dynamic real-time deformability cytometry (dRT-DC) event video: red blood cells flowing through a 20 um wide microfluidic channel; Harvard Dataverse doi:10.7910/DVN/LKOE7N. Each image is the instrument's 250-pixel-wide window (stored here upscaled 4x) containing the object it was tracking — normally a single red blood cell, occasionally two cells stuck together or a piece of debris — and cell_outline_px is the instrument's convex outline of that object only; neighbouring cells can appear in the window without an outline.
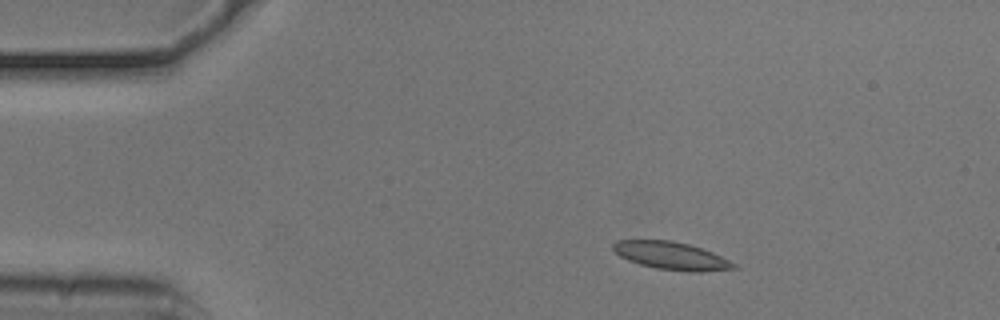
{"species": "common noctule bat (a hibernating species)", "species_latin": "Nyctalus noctula", "temperature_condition": "cold", "stored_images_in_passage": 46, "camera_frame_rate_fps": 3000, "um_per_image_px": 0.085, "animal": {"sex": "male", "body_mass_g": 20.5, "forearm_length_mm": 52.5}, "frame": {"image": 1, "passage_image": 1, "time_ms": 0.0, "image_size_px": [1000, 320], "cell_outline_px": [[740, 268], [700, 272], [688, 272], [656, 268], [640, 264], [628, 260], [620, 256], [612, 248], [612, 244], [616, 240], [672, 240], [688, 244], [712, 252], [736, 264]], "centroid_in_image_um": [57.06, 21.74], "position_along_channel_um": 27.9, "area_um2": 19.48}}
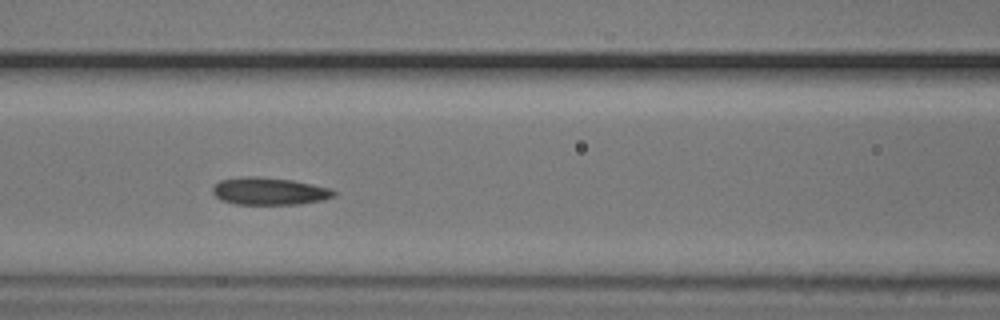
{"frame": {"image": 2, "passage_image": 15, "time_ms": 4.667, "image_size_px": [1000, 320], "cell_outline_px": [[336, 192], [332, 196], [324, 200], [300, 204], [236, 204], [220, 200], [212, 192], [212, 188], [220, 180], [244, 176], [256, 176], [292, 180], [332, 188]], "centroid_in_image_um": [22.88, 16.25], "position_along_channel_um": 143.7, "area_um2": 19.36}}
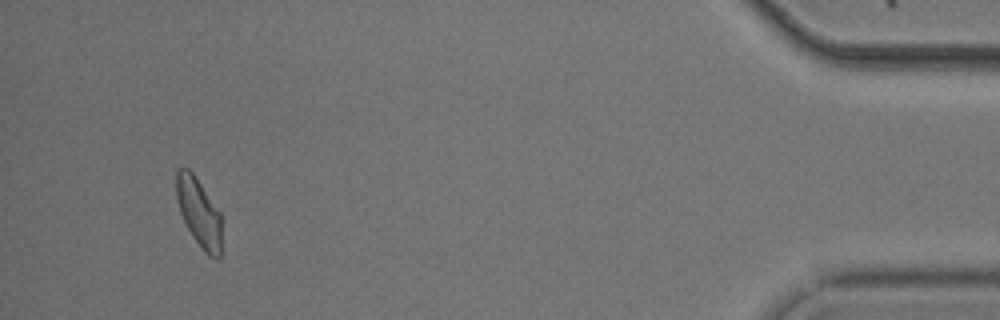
{"frame": {"image": 3, "passage_image": 43, "time_ms": 14.0, "image_size_px": [1000, 320], "cell_outline_px": [[220, 256], [216, 260], [208, 256], [204, 252], [192, 236], [180, 212], [176, 200], [176, 172], [180, 168], [188, 168], [192, 172], [220, 212]], "centroid_in_image_um": [16.89, 18.07], "position_along_channel_um": 418.3, "area_um2": 17.86}, "authors_computed_cell_mechanics": {"area_um2": 18.785, "velocity_mm_per_s": 3.7222, "shape_relaxation_time_tau1_ms": 3.4209, "shape_relaxation_time_tau2_ms": 2.4805, "deformation_change_tau1": 0.1013, "deformation_change_tau2": 0.0778}}